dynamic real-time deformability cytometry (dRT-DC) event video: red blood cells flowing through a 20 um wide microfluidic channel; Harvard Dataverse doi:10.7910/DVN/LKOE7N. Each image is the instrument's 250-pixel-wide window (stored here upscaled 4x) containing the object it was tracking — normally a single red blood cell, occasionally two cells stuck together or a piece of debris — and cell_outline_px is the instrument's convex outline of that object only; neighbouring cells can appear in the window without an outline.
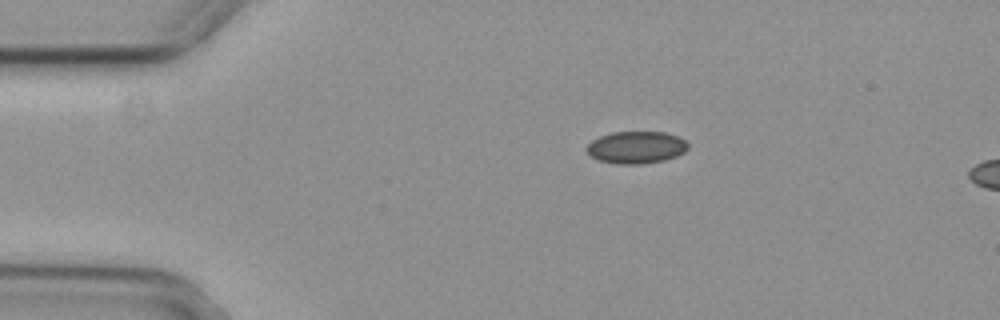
{"species": "common noctule bat (a hibernating species)", "species_latin": "Nyctalus noctula", "temperature_condition": "cold", "stored_images_in_passage": 3, "camera_frame_rate_fps": 3000, "um_per_image_px": 0.085, "animal": {"sex": "female", "body_mass_g": 29.2, "forearm_length_mm": 56.3}, "frame": {"image": 1, "passage_image": 1, "time_ms": 0.0, "image_size_px": [1000, 320], "cell_outline_px": [[688, 148], [684, 152], [676, 156], [664, 160], [640, 164], [616, 164], [600, 160], [592, 156], [588, 152], [588, 144], [592, 140], [600, 136], [612, 132], [664, 132], [676, 136], [684, 140], [688, 144]], "centroid_in_image_um": [54.09, 12.52], "position_along_channel_um": 30.9, "area_um2": 18.79}}
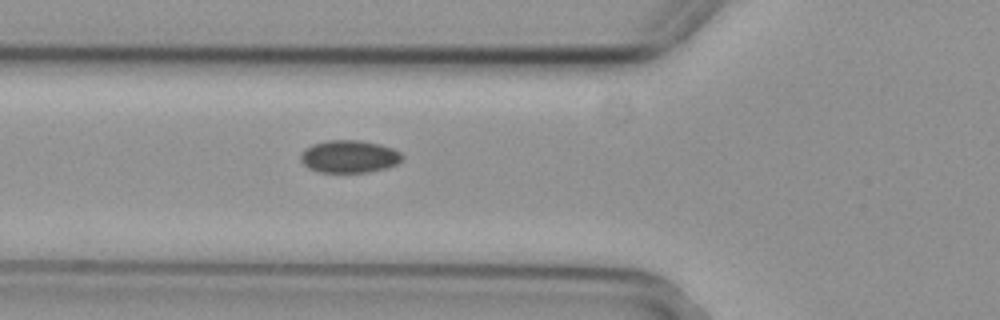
{"frame": {"image": 2, "passage_image": 3, "time_ms": 0.667, "image_size_px": [1000, 320], "cell_outline_px": [[404, 156], [396, 164], [384, 168], [368, 172], [320, 172], [308, 168], [300, 160], [300, 156], [304, 148], [312, 144], [328, 140], [360, 140], [380, 144], [392, 148], [400, 152]], "centroid_in_image_um": [29.66, 13.29], "position_along_channel_um": 96.1, "area_um2": 19.25}}